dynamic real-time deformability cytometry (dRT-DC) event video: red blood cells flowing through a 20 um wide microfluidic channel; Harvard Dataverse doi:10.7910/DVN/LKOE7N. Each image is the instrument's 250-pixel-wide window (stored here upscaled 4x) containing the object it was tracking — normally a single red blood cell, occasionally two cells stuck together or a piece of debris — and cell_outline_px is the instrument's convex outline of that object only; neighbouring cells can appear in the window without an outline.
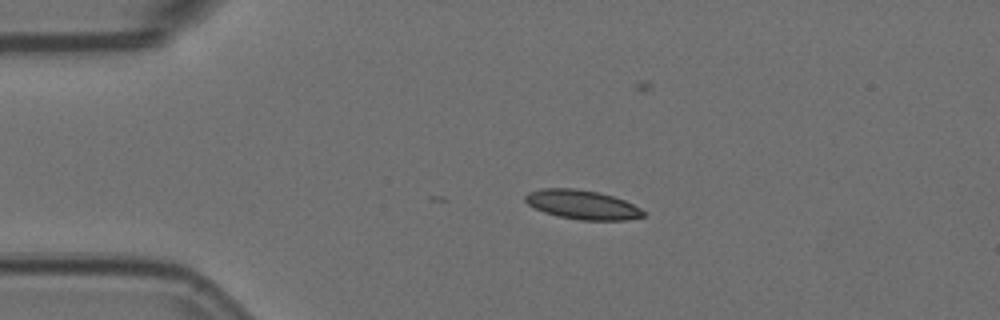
{"species": "Egyptian fruit bat (a non-hibernating species)", "species_latin": "Rousettus aegyptiacus", "temperature_condition": "room temperature", "stored_images_in_passage": 4, "camera_frame_rate_fps": 3000, "um_per_image_px": 0.085, "animal": {"sex": "female"}, "frame": {"image": 1, "passage_image": 1, "time_ms": 0.0, "image_size_px": [1000, 320], "cell_outline_px": [[644, 216], [624, 220], [580, 220], [556, 216], [544, 212], [528, 204], [524, 200], [524, 196], [528, 192], [540, 188], [576, 188], [596, 192], [612, 196], [624, 200], [640, 208], [644, 212]], "centroid_in_image_um": [49.44, 17.39], "position_along_channel_um": 35.6, "area_um2": 20.0}}